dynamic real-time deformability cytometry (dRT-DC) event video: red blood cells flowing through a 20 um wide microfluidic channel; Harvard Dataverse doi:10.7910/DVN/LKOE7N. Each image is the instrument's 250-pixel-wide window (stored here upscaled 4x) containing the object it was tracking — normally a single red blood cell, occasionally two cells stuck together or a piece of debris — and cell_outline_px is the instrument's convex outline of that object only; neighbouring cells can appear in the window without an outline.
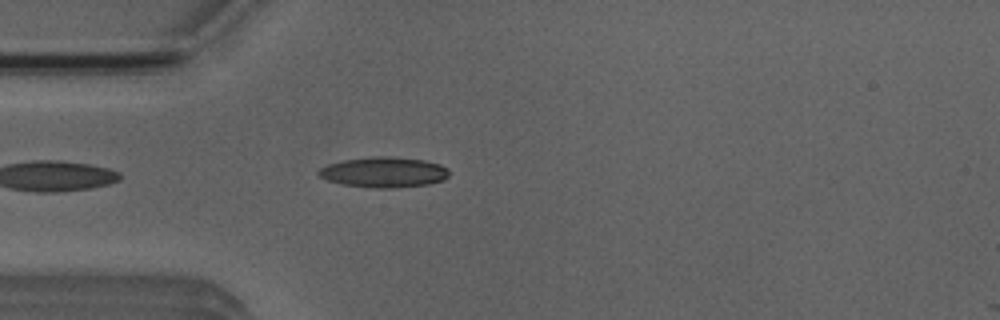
{"species": "Egyptian fruit bat (a non-hibernating species)", "species_latin": "Rousettus aegyptiacus", "temperature_condition": "room temperature", "stored_images_in_passage": 40, "camera_frame_rate_fps": 3000, "um_per_image_px": 0.085, "animal": {"sex": "male"}, "frame": {"image": 1, "passage_image": 3, "time_ms": 0.667, "image_size_px": [1000, 320], "cell_outline_px": [[448, 176], [444, 180], [428, 184], [392, 188], [376, 188], [340, 184], [328, 180], [320, 176], [316, 172], [320, 168], [328, 164], [344, 160], [372, 156], [392, 156], [424, 160], [440, 164], [448, 168]], "centroid_in_image_um": [32.63, 14.63], "position_along_channel_um": 52.4, "area_um2": 23.18}}
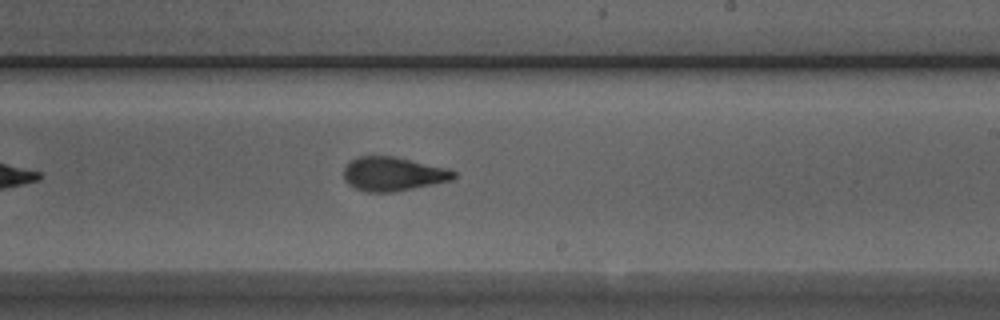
{"frame": {"image": 2, "passage_image": 19, "time_ms": 6.0, "image_size_px": [1000, 320], "cell_outline_px": [[456, 176], [452, 180], [392, 192], [368, 192], [356, 188], [348, 184], [344, 180], [344, 168], [352, 160], [360, 156], [396, 156], [448, 168], [456, 172]], "centroid_in_image_um": [33.42, 14.77], "position_along_channel_um": 255.6, "area_um2": 21.68}}
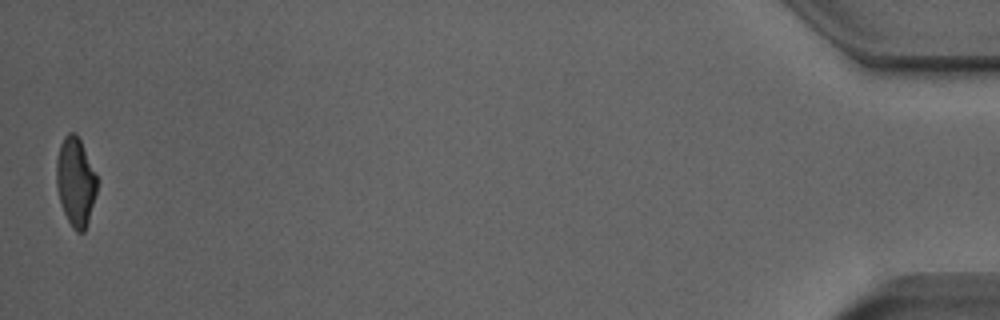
{"frame": {"image": 3, "passage_image": 40, "time_ms": 13.0, "image_size_px": [1000, 320], "cell_outline_px": [[96, 192], [88, 220], [84, 232], [76, 232], [72, 228], [64, 212], [60, 200], [56, 184], [56, 160], [60, 144], [64, 136], [68, 132], [76, 132], [80, 140], [96, 176]], "centroid_in_image_um": [6.39, 15.43], "position_along_channel_um": 428.8, "area_um2": 20.58}, "authors_computed_cell_mechanics": {"area_um2": 21.9062, "velocity_mm_per_s": 3.9296, "shape_relaxation_time_tau1_ms": 4.6137, "shape_relaxation_time_tau2_ms": 1.6985, "deformation_change_tau1": 0.1694, "deformation_change_tau2": 0.0955}}